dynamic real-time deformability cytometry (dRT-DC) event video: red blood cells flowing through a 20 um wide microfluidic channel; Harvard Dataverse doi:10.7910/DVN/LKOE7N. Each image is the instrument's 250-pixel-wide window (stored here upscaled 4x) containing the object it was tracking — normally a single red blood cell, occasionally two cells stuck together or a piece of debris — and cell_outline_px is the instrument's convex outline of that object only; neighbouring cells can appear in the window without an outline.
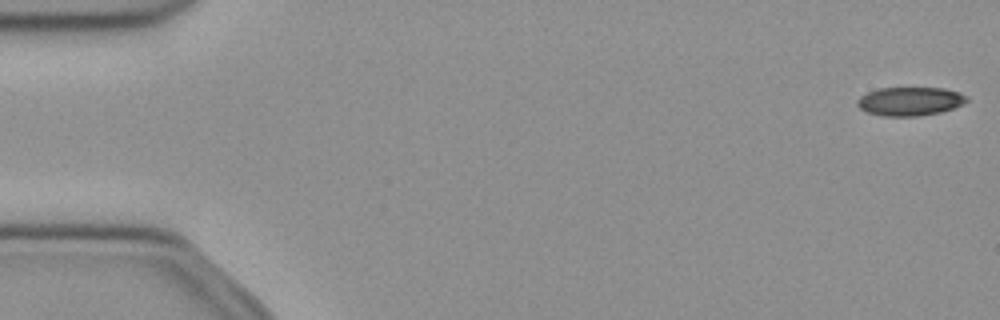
{"species": "common noctule bat (a hibernating species)", "species_latin": "Nyctalus noctula", "temperature_condition": "cold", "stored_images_in_passage": 51, "camera_frame_rate_fps": 3000, "um_per_image_px": 0.085, "animal": {"sex": "female", "body_mass_g": 21.9}, "frame": {"image": 1, "passage_image": 1, "time_ms": 0.0, "image_size_px": [1000, 320], "cell_outline_px": [[968, 100], [952, 108], [940, 112], [916, 116], [884, 116], [868, 112], [860, 108], [856, 104], [856, 100], [860, 96], [868, 92], [880, 88], [944, 88], [960, 92], [968, 96]], "centroid_in_image_um": [77.33, 8.6], "position_along_channel_um": 7.7, "area_um2": 18.15}}
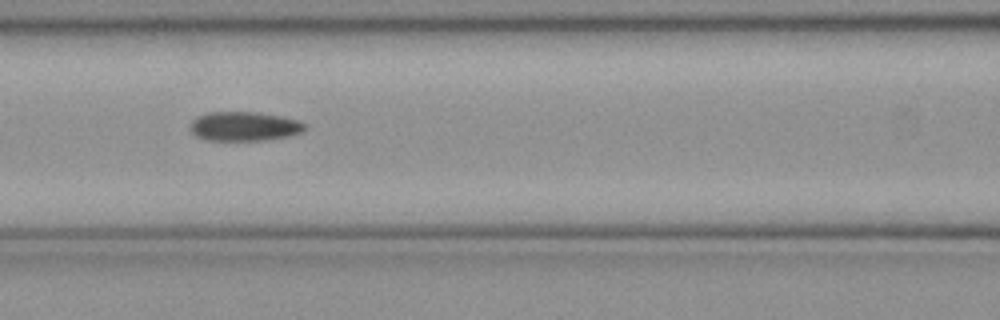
{"frame": {"image": 2, "passage_image": 22, "time_ms": 7.0, "image_size_px": [1000, 320], "cell_outline_px": [[308, 124], [304, 132], [288, 136], [268, 140], [208, 140], [196, 136], [188, 128], [188, 124], [196, 116], [208, 112], [256, 112], [284, 116], [300, 120]], "centroid_in_image_um": [20.79, 10.73], "position_along_channel_um": 145.8, "area_um2": 20.0}}
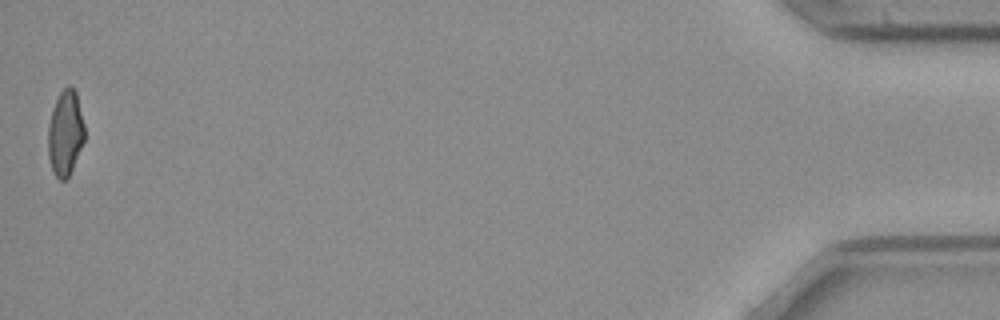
{"frame": {"image": 3, "passage_image": 51, "time_ms": 16.667, "image_size_px": [1000, 320], "cell_outline_px": [[84, 140], [72, 168], [68, 176], [64, 180], [60, 180], [56, 176], [52, 168], [48, 156], [48, 124], [52, 108], [60, 92], [68, 84], [72, 84], [76, 92], [84, 124]], "centroid_in_image_um": [5.54, 11.25], "position_along_channel_um": 429.7, "area_um2": 18.03}, "authors_computed_cell_mechanics": {"area_um2": 19.652, "velocity_mm_per_s": 3.9859, "shape_relaxation_time_tau1_ms": null, "shape_relaxation_time_tau2_ms": 5.6538, "deformation_change_tau1": null, "deformation_change_tau2": 0.1035}}